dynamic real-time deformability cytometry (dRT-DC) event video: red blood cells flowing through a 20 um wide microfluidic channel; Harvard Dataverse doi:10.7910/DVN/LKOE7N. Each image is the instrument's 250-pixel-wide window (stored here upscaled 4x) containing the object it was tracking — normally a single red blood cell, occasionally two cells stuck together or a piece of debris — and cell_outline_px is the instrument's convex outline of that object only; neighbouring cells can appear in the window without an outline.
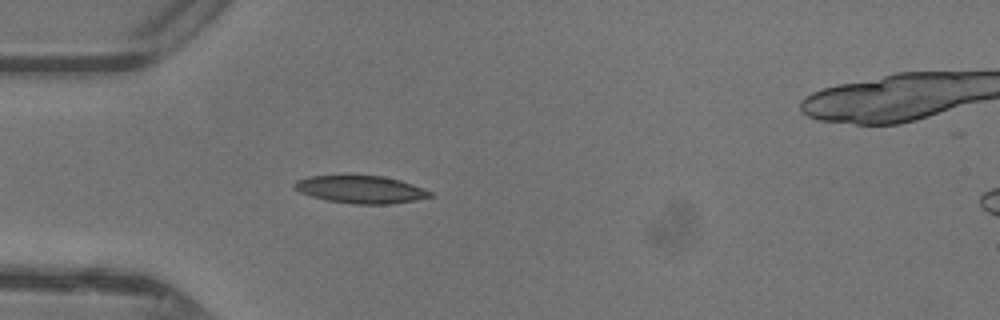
{"species": "common noctule bat (a hibernating species)", "species_latin": "Nyctalus noctula", "temperature_condition": "warm", "stored_images_in_passage": 32, "camera_frame_rate_fps": 3000, "um_per_image_px": 0.085, "animal": {"sex": "female"}, "frame": {"image": 1, "passage_image": 1, "time_ms": 0.0, "image_size_px": [1000, 320], "cell_outline_px": [[432, 196], [416, 200], [392, 204], [356, 204], [328, 200], [312, 196], [300, 192], [292, 188], [292, 184], [296, 180], [308, 176], [384, 176], [400, 180], [412, 184], [432, 192]], "centroid_in_image_um": [30.65, 16.1], "position_along_channel_um": 54.4, "area_um2": 21.68}}
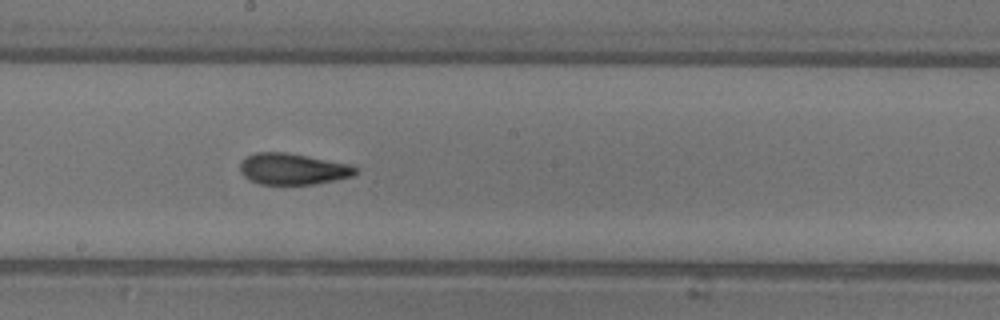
{"frame": {"image": 2, "passage_image": 13, "time_ms": 4.0, "image_size_px": [1000, 320], "cell_outline_px": [[360, 172], [352, 176], [336, 180], [312, 184], [260, 184], [244, 176], [240, 172], [240, 160], [256, 152], [284, 152], [308, 156], [352, 164], [360, 168]], "centroid_in_image_um": [24.94, 14.35], "position_along_channel_um": 223.3, "area_um2": 21.21}}
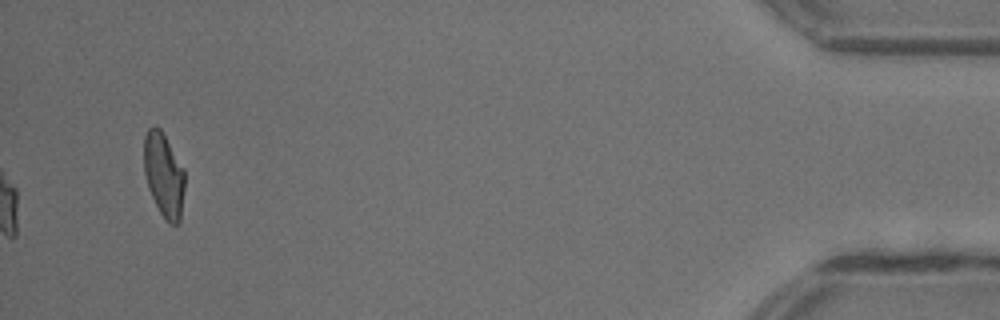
{"frame": {"image": 3, "passage_image": 32, "time_ms": 10.333, "image_size_px": [1000, 320], "cell_outline_px": [[184, 188], [180, 220], [176, 224], [172, 224], [160, 212], [148, 188], [144, 172], [144, 136], [148, 128], [160, 128], [184, 168]], "centroid_in_image_um": [13.92, 14.85], "position_along_channel_um": 421.3, "area_um2": 19.65}, "authors_computed_cell_mechanics": {"area_um2": 20.9814, "velocity_mm_per_s": 4.4129, "shape_relaxation_time_tau1_ms": 3.7164, "shape_relaxation_time_tau2_ms": 1.7612, "deformation_change_tau1": 0.1841, "deformation_change_tau2": 0.0935}}